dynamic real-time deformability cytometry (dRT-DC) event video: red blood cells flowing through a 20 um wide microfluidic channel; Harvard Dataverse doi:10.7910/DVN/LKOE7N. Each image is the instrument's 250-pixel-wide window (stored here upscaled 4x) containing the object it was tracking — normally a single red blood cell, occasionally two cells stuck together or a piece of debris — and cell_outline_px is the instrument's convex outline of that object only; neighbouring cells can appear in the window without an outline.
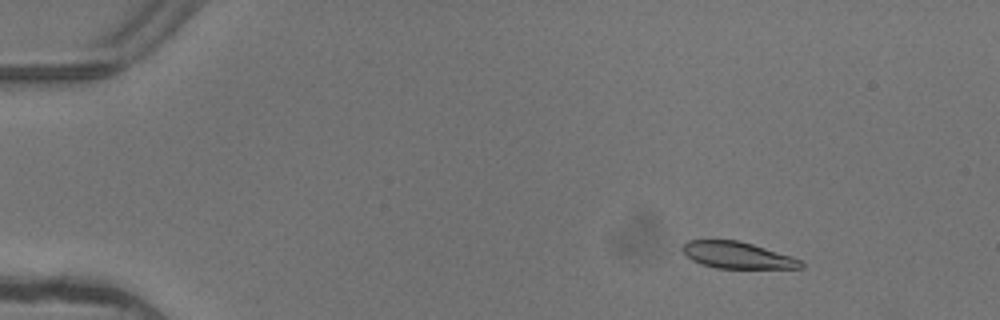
{"species": "common noctule bat (a hibernating species)", "species_latin": "Nyctalus noctula", "temperature_condition": "warm", "stored_images_in_passage": 6, "camera_frame_rate_fps": 3000, "um_per_image_px": 0.085, "animal": {"sex": "female"}, "frame": {"image": 1, "passage_image": 1, "time_ms": 0.0, "image_size_px": [1000, 320], "cell_outline_px": [[804, 268], [716, 268], [692, 260], [680, 248], [688, 240], [740, 240], [792, 256], [800, 260], [804, 264]], "centroid_in_image_um": [62.69, 21.68], "position_along_channel_um": 22.3, "area_um2": 18.26}}
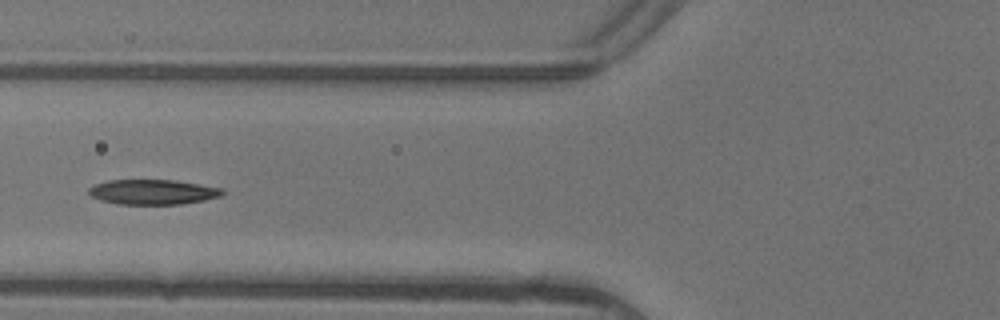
{"frame": {"image": 2, "passage_image": 5, "time_ms": 1.333, "image_size_px": [1000, 320], "cell_outline_px": [[228, 192], [220, 196], [204, 200], [180, 204], [116, 204], [100, 200], [92, 196], [88, 192], [88, 188], [96, 184], [108, 180], [176, 180], [224, 188]], "centroid_in_image_um": [13.03, 16.31], "position_along_channel_um": 112.8, "area_um2": 19.59}}
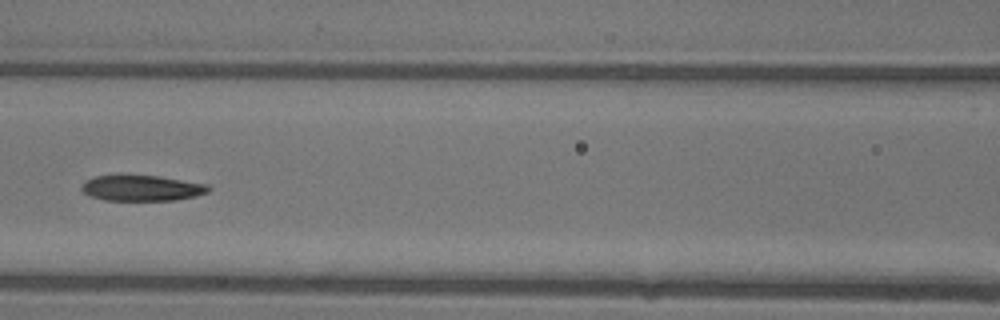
{"frame": {"image": 3, "passage_image": 6, "time_ms": 1.667, "image_size_px": [1000, 320], "cell_outline_px": [[212, 188], [208, 192], [196, 196], [176, 200], [104, 200], [88, 196], [80, 188], [80, 184], [84, 180], [96, 176], [160, 176], [208, 184]], "centroid_in_image_um": [12.05, 15.99], "position_along_channel_um": 154.5, "area_um2": 19.07}}